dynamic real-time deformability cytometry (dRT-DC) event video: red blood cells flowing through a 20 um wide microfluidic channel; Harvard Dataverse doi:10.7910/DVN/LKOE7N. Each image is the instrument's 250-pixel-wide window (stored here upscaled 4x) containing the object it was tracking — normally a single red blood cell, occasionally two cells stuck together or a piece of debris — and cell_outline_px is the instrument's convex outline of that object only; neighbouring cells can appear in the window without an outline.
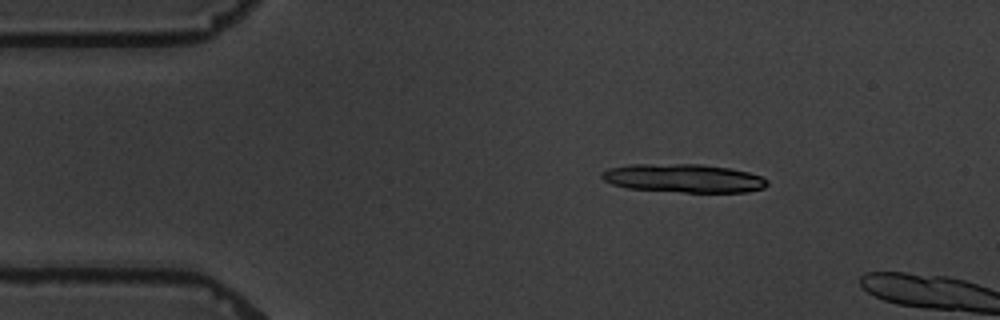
{"species": "common noctule bat (a hibernating species)", "species_latin": "Nyctalus noctula", "temperature_condition": "warm", "stored_images_in_passage": 2, "camera_frame_rate_fps": 3000, "um_per_image_px": 0.085, "animal": {"sex": "male", "body_mass_g": 19.5, "forearm_length_mm": 54.6}, "frame": {"image": 1, "passage_image": 1, "time_ms": 0.0, "image_size_px": [1000, 320], "cell_outline_px": [[768, 184], [764, 188], [748, 192], [684, 192], [628, 188], [612, 184], [604, 180], [600, 176], [600, 172], [608, 168], [628, 164], [700, 164], [728, 168], [748, 172], [760, 176], [768, 180]], "centroid_in_image_um": [58.08, 15.14], "position_along_channel_um": 26.9, "area_um2": 27.51}}